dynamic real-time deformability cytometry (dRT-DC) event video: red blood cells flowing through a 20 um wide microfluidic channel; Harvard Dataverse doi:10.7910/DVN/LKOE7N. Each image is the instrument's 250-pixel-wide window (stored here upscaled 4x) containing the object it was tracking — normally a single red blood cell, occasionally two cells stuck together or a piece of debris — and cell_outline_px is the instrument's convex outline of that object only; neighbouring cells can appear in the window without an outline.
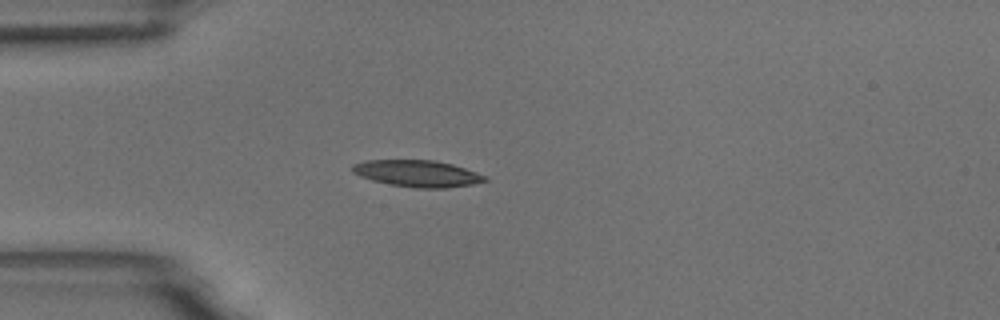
{"species": "common noctule bat (a hibernating species)", "species_latin": "Nyctalus noctula", "temperature_condition": "room temperature", "stored_images_in_passage": 53, "camera_frame_rate_fps": 3000, "um_per_image_px": 0.085, "animal": {"sex": "male", "body_mass_g": 18.8}, "frame": {"image": 1, "passage_image": 14, "time_ms": 4.333, "image_size_px": [1000, 320], "cell_outline_px": [[488, 180], [472, 184], [444, 188], [416, 188], [392, 184], [372, 180], [360, 176], [352, 172], [352, 164], [364, 160], [436, 160], [452, 164], [488, 176]], "centroid_in_image_um": [35.48, 14.74], "position_along_channel_um": 49.5, "area_um2": 20.52}}
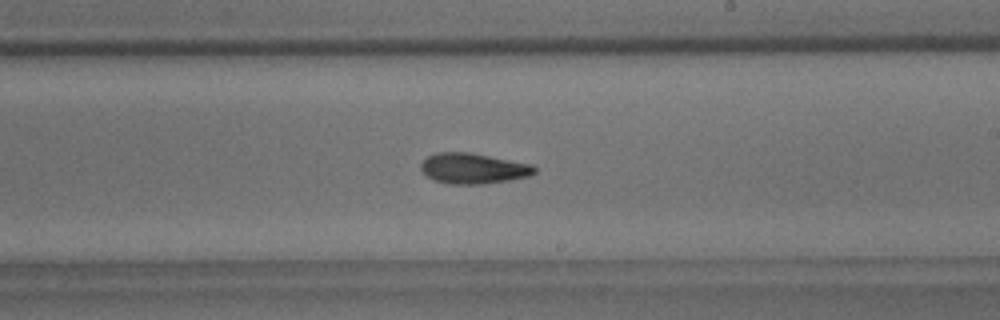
{"frame": {"image": 2, "passage_image": 31, "time_ms": 10.0, "image_size_px": [1000, 320], "cell_outline_px": [[536, 172], [528, 176], [508, 180], [484, 184], [448, 184], [432, 180], [420, 168], [420, 164], [428, 156], [436, 152], [468, 152], [532, 164], [536, 168]], "centroid_in_image_um": [40.2, 14.32], "position_along_channel_um": 248.8, "area_um2": 20.17}}
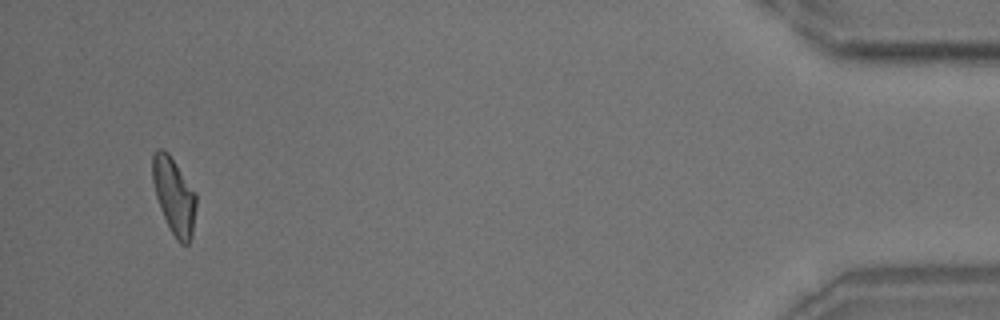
{"frame": {"image": 3, "passage_image": 51, "time_ms": 16.667, "image_size_px": [1000, 320], "cell_outline_px": [[196, 208], [192, 236], [188, 244], [180, 244], [176, 240], [160, 208], [156, 196], [152, 180], [152, 156], [156, 148], [164, 148], [168, 152], [196, 192]], "centroid_in_image_um": [14.79, 16.62], "position_along_channel_um": 420.4, "area_um2": 19.54}, "authors_computed_cell_mechanics": {"area_um2": 19.7098, "velocity_mm_per_s": 3.7232, "shape_relaxation_time_tau1_ms": 4.7298, "shape_relaxation_time_tau2_ms": 8.3341, "deformation_change_tau1": 0.1565, "deformation_change_tau2": 0.193}}